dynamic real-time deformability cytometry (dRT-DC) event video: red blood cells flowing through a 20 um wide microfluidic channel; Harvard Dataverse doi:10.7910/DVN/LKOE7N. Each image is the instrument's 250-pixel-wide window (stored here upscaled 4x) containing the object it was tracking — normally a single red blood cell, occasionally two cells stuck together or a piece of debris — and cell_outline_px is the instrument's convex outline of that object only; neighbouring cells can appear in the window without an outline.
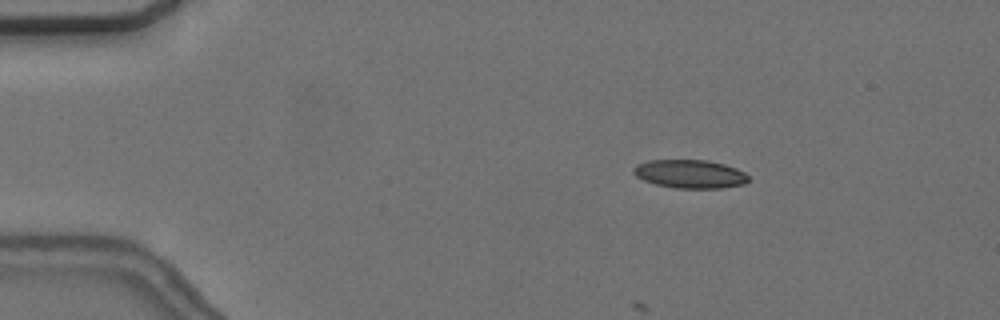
{"species": "common noctule bat (a hibernating species)", "species_latin": "Nyctalus noctula", "temperature_condition": "cold", "stored_images_in_passage": 4, "camera_frame_rate_fps": 3000, "um_per_image_px": 0.085, "animal": {"sex": "female", "body_mass_g": 24.6, "forearm_length_mm": 56.2}, "frame": {"image": 1, "passage_image": 3, "time_ms": 2.333, "image_size_px": [1000, 320], "cell_outline_px": [[748, 180], [744, 184], [720, 188], [676, 188], [656, 184], [644, 180], [636, 176], [632, 172], [632, 168], [636, 164], [648, 160], [708, 160], [724, 164], [736, 168], [744, 172], [748, 176]], "centroid_in_image_um": [58.62, 14.78], "position_along_channel_um": 26.4, "area_um2": 19.07}}